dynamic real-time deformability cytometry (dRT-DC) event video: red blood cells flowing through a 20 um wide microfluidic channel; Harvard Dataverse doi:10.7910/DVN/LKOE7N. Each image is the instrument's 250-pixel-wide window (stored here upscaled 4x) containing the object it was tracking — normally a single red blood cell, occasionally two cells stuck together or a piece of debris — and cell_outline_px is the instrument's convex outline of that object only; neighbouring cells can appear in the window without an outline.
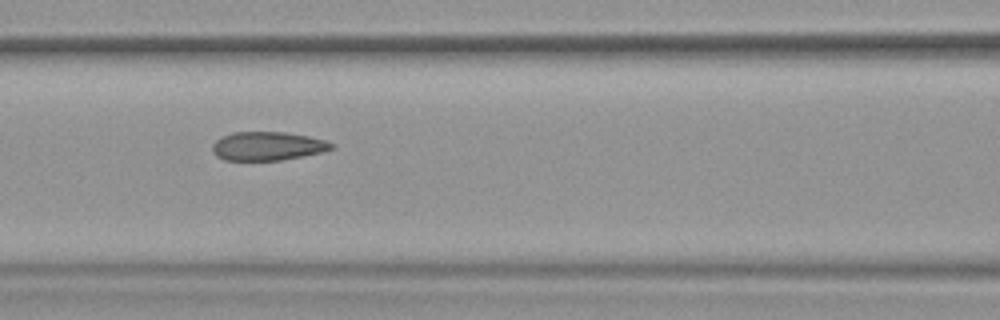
{"species": "common noctule bat (a hibernating species)", "species_latin": "Nyctalus noctula", "temperature_condition": "warm", "stored_images_in_passage": 54, "camera_frame_rate_fps": 3000, "um_per_image_px": 0.085, "animal": {"sex": "female", "body_mass_g": 19.9}, "frame": {"image": 1, "passage_image": 24, "time_ms": 7.667, "image_size_px": [1000, 320], "cell_outline_px": [[336, 148], [324, 152], [304, 156], [280, 160], [224, 160], [216, 156], [212, 152], [212, 144], [220, 136], [232, 132], [284, 132], [308, 136], [324, 140], [336, 144]], "centroid_in_image_um": [22.75, 12.42], "position_along_channel_um": 143.8, "area_um2": 20.17}, "authors_computed_cell_mechanics": {"area_um2": 21.2415, "velocity_mm_per_s": 3.8068, "shape_relaxation_time_tau1_ms": 5.8003, "shape_relaxation_time_tau2_ms": 1.6794, "deformation_change_tau1": 0.1353, "deformation_change_tau2": 0.0597}}